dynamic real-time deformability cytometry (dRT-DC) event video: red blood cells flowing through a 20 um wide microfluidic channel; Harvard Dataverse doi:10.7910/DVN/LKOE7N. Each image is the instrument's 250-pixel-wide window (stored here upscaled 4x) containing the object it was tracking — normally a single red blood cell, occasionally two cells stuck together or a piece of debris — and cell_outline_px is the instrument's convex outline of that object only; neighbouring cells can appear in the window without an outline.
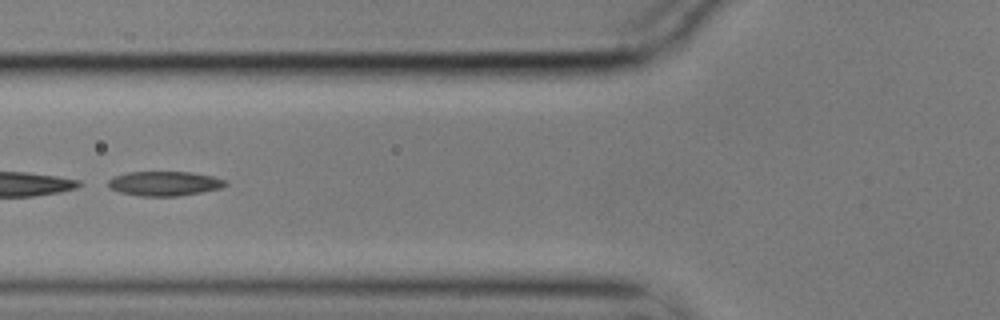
{"species": "common noctule bat (a hibernating species)", "species_latin": "Nyctalus noctula", "temperature_condition": "cold", "stored_images_in_passage": 56, "segment_of_instrument_passage": [2, 2], "camera_frame_rate_fps": 3000, "um_per_image_px": 0.085, "animal": {"sex": "male", "body_mass_g": 17.9}, "frame": {"image": 1, "passage_image": 22, "time_ms": 7.0, "image_size_px": [1000, 320], "cell_outline_px": [[228, 184], [220, 188], [180, 196], [140, 196], [120, 192], [108, 188], [108, 180], [112, 176], [128, 172], [192, 172], [212, 176], [224, 180]], "centroid_in_image_um": [13.93, 15.6], "position_along_channel_um": 111.9, "area_um2": 16.76}}